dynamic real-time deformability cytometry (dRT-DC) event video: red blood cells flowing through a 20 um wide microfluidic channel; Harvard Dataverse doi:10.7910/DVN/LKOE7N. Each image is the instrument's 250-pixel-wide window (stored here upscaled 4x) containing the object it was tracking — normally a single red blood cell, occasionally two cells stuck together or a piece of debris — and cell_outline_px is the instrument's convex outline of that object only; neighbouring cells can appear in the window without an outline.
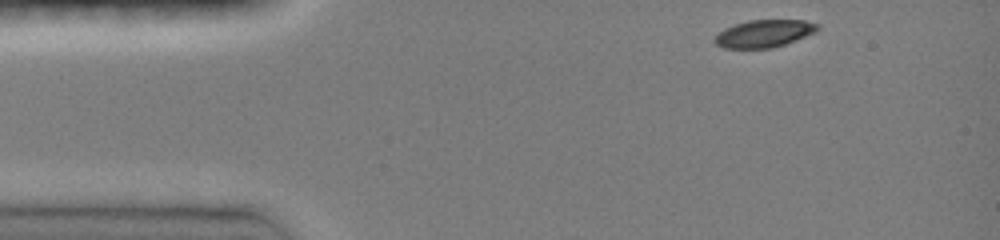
{"species": "common noctule bat (a hibernating species)", "species_latin": "Nyctalus noctula", "temperature_condition": "room temperature", "stored_images_in_passage": 38, "camera_frame_rate_fps": 3000, "um_per_image_px": 0.085, "animal": {"sex": "female", "body_mass_g": 19.0, "forearm_length_mm": 51.5}, "frame": {"image": 1, "passage_image": 1, "time_ms": 0.0, "image_size_px": [1000, 240], "cell_outline_px": [[820, 28], [816, 32], [796, 40], [772, 48], [724, 48], [716, 44], [712, 40], [724, 28], [748, 20], [804, 20], [820, 24]], "centroid_in_image_um": [64.97, 2.85], "position_along_channel_um": 20.0, "area_um2": 16.47}}
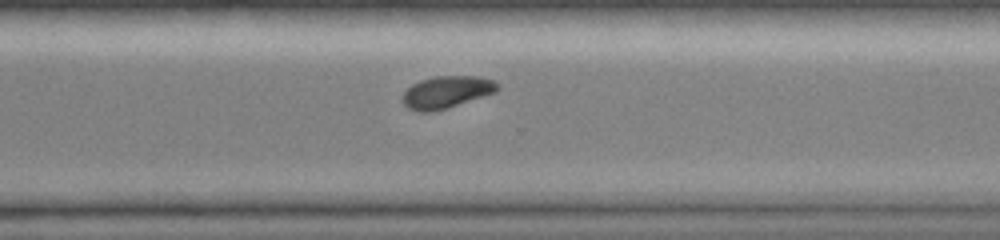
{"frame": {"image": 2, "passage_image": 29, "time_ms": 9.333, "image_size_px": [1000, 240], "cell_outline_px": [[500, 88], [496, 92], [444, 108], [428, 112], [420, 112], [408, 108], [404, 104], [404, 92], [412, 84], [420, 80], [436, 76], [476, 76], [492, 80], [500, 84]], "centroid_in_image_um": [37.97, 7.81], "position_along_channel_um": 332.6, "area_um2": 17.4}}
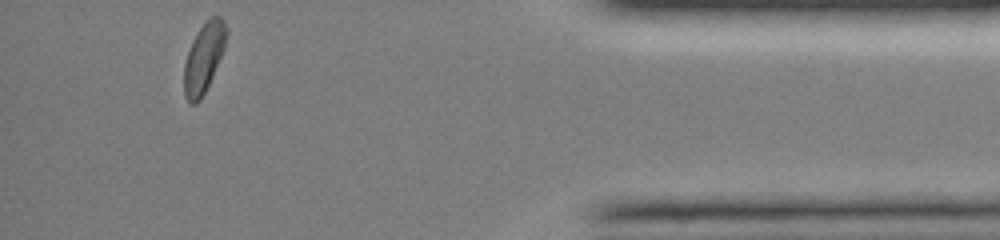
{"frame": {"image": 3, "passage_image": 38, "time_ms": 12.333, "image_size_px": [1000, 240], "cell_outline_px": [[228, 32], [224, 48], [212, 76], [200, 100], [196, 104], [192, 104], [184, 96], [184, 64], [192, 40], [200, 28], [212, 16], [220, 16], [224, 20], [228, 28]], "centroid_in_image_um": [17.33, 4.89], "position_along_channel_um": 417.9, "area_um2": 16.88}, "authors_computed_cell_mechanics": {"area_um2": 17.9469, "velocity_mm_per_s": 4.0858, "shape_relaxation_time_tau1_ms": 2.1545, "shape_relaxation_time_tau2_ms": null, "deformation_change_tau1": 0.1195, "deformation_change_tau2": null}}